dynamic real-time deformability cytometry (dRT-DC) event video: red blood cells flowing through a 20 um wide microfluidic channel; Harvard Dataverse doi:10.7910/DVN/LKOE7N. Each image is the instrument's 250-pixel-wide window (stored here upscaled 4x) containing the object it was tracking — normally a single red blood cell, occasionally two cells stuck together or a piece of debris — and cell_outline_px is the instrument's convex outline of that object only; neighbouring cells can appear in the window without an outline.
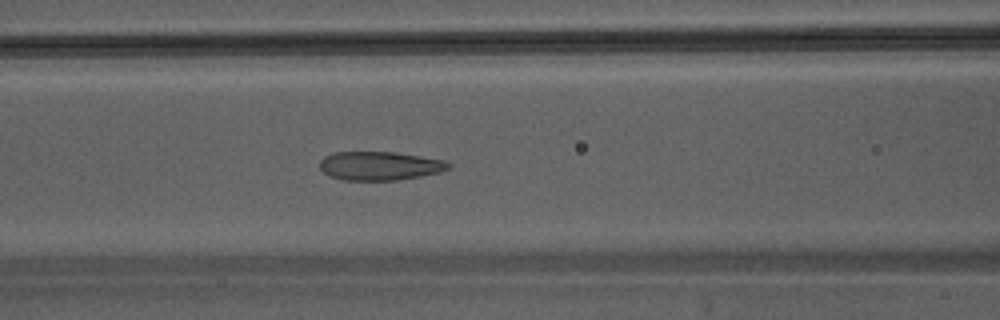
{"species": "Egyptian fruit bat (a non-hibernating species)", "species_latin": "Rousettus aegyptiacus", "temperature_condition": "warm", "stored_images_in_passage": 32, "camera_frame_rate_fps": 3000, "um_per_image_px": 0.085, "animal": {"sex": "male"}, "frame": {"image": 1, "passage_image": 11, "time_ms": 3.333, "image_size_px": [1000, 320], "cell_outline_px": [[448, 168], [440, 172], [420, 176], [396, 180], [344, 180], [332, 176], [324, 172], [320, 168], [320, 160], [324, 156], [332, 152], [396, 152], [444, 160], [448, 164]], "centroid_in_image_um": [32.24, 14.09], "position_along_channel_um": 134.4, "area_um2": 21.33}}
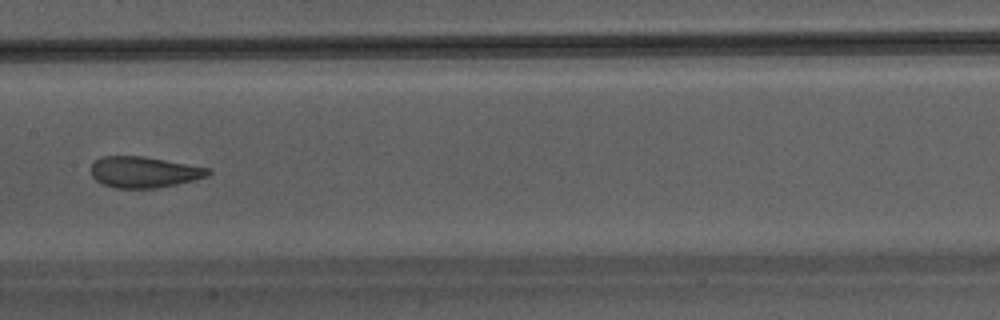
{"frame": {"image": 2, "passage_image": 15, "time_ms": 4.667, "image_size_px": [1000, 320], "cell_outline_px": [[212, 172], [208, 176], [176, 184], [156, 188], [116, 188], [104, 184], [96, 180], [92, 176], [92, 164], [100, 156], [144, 156], [212, 168]], "centroid_in_image_um": [12.27, 14.62], "position_along_channel_um": 195.1, "area_um2": 21.21}}
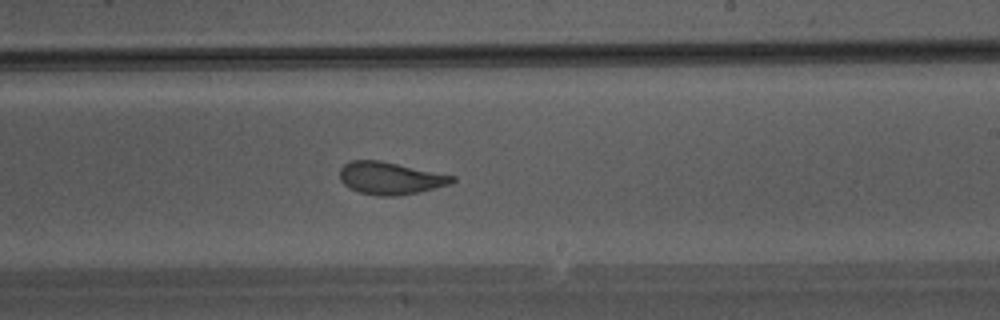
{"frame": {"image": 3, "passage_image": 19, "time_ms": 6.0, "image_size_px": [1000, 320], "cell_outline_px": [[456, 180], [448, 184], [416, 192], [396, 196], [376, 196], [360, 192], [348, 188], [340, 180], [340, 168], [344, 164], [352, 160], [380, 160], [456, 176]], "centroid_in_image_um": [33.13, 15.14], "position_along_channel_um": 255.9, "area_um2": 21.1}}